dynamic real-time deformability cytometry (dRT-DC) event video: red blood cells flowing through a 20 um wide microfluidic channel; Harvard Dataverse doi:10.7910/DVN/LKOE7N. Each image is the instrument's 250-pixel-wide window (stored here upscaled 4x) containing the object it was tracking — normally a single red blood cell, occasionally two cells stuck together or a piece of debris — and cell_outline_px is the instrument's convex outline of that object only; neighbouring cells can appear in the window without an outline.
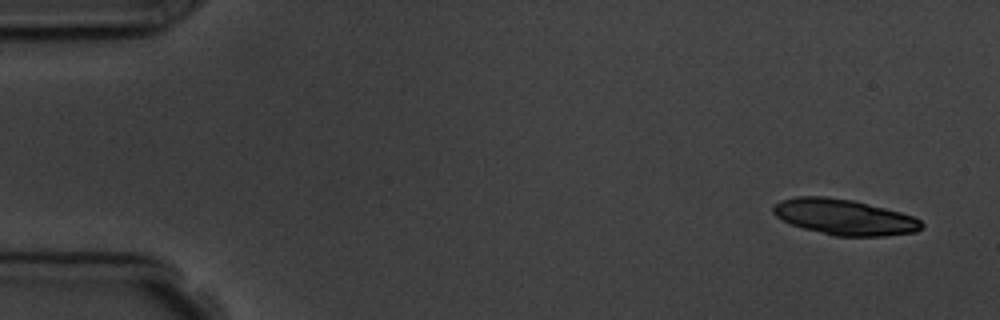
{"species": "common noctule bat (a hibernating species)", "species_latin": "Nyctalus noctula", "temperature_condition": "room temperature", "stored_images_in_passage": 4, "camera_frame_rate_fps": 3000, "um_per_image_px": 0.085, "animal": {"sex": "male", "body_mass_g": 19.5, "forearm_length_mm": 54.6}, "frame": {"image": 1, "passage_image": 1, "time_ms": 0.0, "image_size_px": [1000, 320], "cell_outline_px": [[924, 228], [916, 232], [884, 236], [836, 236], [804, 228], [792, 224], [776, 216], [772, 212], [772, 208], [780, 200], [796, 196], [824, 196], [852, 200], [900, 212], [912, 216], [920, 220], [924, 224]], "centroid_in_image_um": [71.78, 18.45], "position_along_channel_um": 13.2, "area_um2": 30.69}}